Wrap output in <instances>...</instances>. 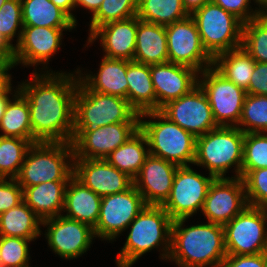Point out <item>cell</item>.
I'll return each mask as SVG.
<instances>
[{
  "label": "cell",
  "instance_id": "54",
  "mask_svg": "<svg viewBox=\"0 0 267 267\" xmlns=\"http://www.w3.org/2000/svg\"><path fill=\"white\" fill-rule=\"evenodd\" d=\"M7 0H0V8Z\"/></svg>",
  "mask_w": 267,
  "mask_h": 267
},
{
  "label": "cell",
  "instance_id": "39",
  "mask_svg": "<svg viewBox=\"0 0 267 267\" xmlns=\"http://www.w3.org/2000/svg\"><path fill=\"white\" fill-rule=\"evenodd\" d=\"M32 240L0 236L1 267H30L28 242Z\"/></svg>",
  "mask_w": 267,
  "mask_h": 267
},
{
  "label": "cell",
  "instance_id": "11",
  "mask_svg": "<svg viewBox=\"0 0 267 267\" xmlns=\"http://www.w3.org/2000/svg\"><path fill=\"white\" fill-rule=\"evenodd\" d=\"M140 129V122H120L91 129H74V159H105Z\"/></svg>",
  "mask_w": 267,
  "mask_h": 267
},
{
  "label": "cell",
  "instance_id": "40",
  "mask_svg": "<svg viewBox=\"0 0 267 267\" xmlns=\"http://www.w3.org/2000/svg\"><path fill=\"white\" fill-rule=\"evenodd\" d=\"M19 26L21 30L17 33L19 34L17 44L23 28L21 0H7L0 8V36L12 48L14 46L11 40L16 35Z\"/></svg>",
  "mask_w": 267,
  "mask_h": 267
},
{
  "label": "cell",
  "instance_id": "3",
  "mask_svg": "<svg viewBox=\"0 0 267 267\" xmlns=\"http://www.w3.org/2000/svg\"><path fill=\"white\" fill-rule=\"evenodd\" d=\"M173 220L162 206L146 205L129 224L126 242L116 257L118 267H131L143 254L158 246L163 247L162 259H168L171 250Z\"/></svg>",
  "mask_w": 267,
  "mask_h": 267
},
{
  "label": "cell",
  "instance_id": "27",
  "mask_svg": "<svg viewBox=\"0 0 267 267\" xmlns=\"http://www.w3.org/2000/svg\"><path fill=\"white\" fill-rule=\"evenodd\" d=\"M128 102L139 113L156 111L150 65L127 61Z\"/></svg>",
  "mask_w": 267,
  "mask_h": 267
},
{
  "label": "cell",
  "instance_id": "52",
  "mask_svg": "<svg viewBox=\"0 0 267 267\" xmlns=\"http://www.w3.org/2000/svg\"><path fill=\"white\" fill-rule=\"evenodd\" d=\"M9 82H11V76H0V90Z\"/></svg>",
  "mask_w": 267,
  "mask_h": 267
},
{
  "label": "cell",
  "instance_id": "7",
  "mask_svg": "<svg viewBox=\"0 0 267 267\" xmlns=\"http://www.w3.org/2000/svg\"><path fill=\"white\" fill-rule=\"evenodd\" d=\"M120 122H140V114L125 98L89 90L80 80L74 97V129Z\"/></svg>",
  "mask_w": 267,
  "mask_h": 267
},
{
  "label": "cell",
  "instance_id": "55",
  "mask_svg": "<svg viewBox=\"0 0 267 267\" xmlns=\"http://www.w3.org/2000/svg\"><path fill=\"white\" fill-rule=\"evenodd\" d=\"M263 16H265L267 18V11L263 14Z\"/></svg>",
  "mask_w": 267,
  "mask_h": 267
},
{
  "label": "cell",
  "instance_id": "4",
  "mask_svg": "<svg viewBox=\"0 0 267 267\" xmlns=\"http://www.w3.org/2000/svg\"><path fill=\"white\" fill-rule=\"evenodd\" d=\"M73 160L71 142L33 143L15 179L23 190L49 181H69L73 176Z\"/></svg>",
  "mask_w": 267,
  "mask_h": 267
},
{
  "label": "cell",
  "instance_id": "33",
  "mask_svg": "<svg viewBox=\"0 0 267 267\" xmlns=\"http://www.w3.org/2000/svg\"><path fill=\"white\" fill-rule=\"evenodd\" d=\"M136 16L145 22L167 26L189 16L182 0H138Z\"/></svg>",
  "mask_w": 267,
  "mask_h": 267
},
{
  "label": "cell",
  "instance_id": "51",
  "mask_svg": "<svg viewBox=\"0 0 267 267\" xmlns=\"http://www.w3.org/2000/svg\"><path fill=\"white\" fill-rule=\"evenodd\" d=\"M253 1L259 4L258 13L260 15H263L267 11V0H253Z\"/></svg>",
  "mask_w": 267,
  "mask_h": 267
},
{
  "label": "cell",
  "instance_id": "37",
  "mask_svg": "<svg viewBox=\"0 0 267 267\" xmlns=\"http://www.w3.org/2000/svg\"><path fill=\"white\" fill-rule=\"evenodd\" d=\"M138 0H103L98 11L92 15L90 34L98 27L110 22L136 16Z\"/></svg>",
  "mask_w": 267,
  "mask_h": 267
},
{
  "label": "cell",
  "instance_id": "16",
  "mask_svg": "<svg viewBox=\"0 0 267 267\" xmlns=\"http://www.w3.org/2000/svg\"><path fill=\"white\" fill-rule=\"evenodd\" d=\"M247 205L241 177L215 178L208 188L202 212L208 222L224 226Z\"/></svg>",
  "mask_w": 267,
  "mask_h": 267
},
{
  "label": "cell",
  "instance_id": "14",
  "mask_svg": "<svg viewBox=\"0 0 267 267\" xmlns=\"http://www.w3.org/2000/svg\"><path fill=\"white\" fill-rule=\"evenodd\" d=\"M169 62L193 68L199 73L213 66V58L203 47L194 19L187 18L165 26Z\"/></svg>",
  "mask_w": 267,
  "mask_h": 267
},
{
  "label": "cell",
  "instance_id": "41",
  "mask_svg": "<svg viewBox=\"0 0 267 267\" xmlns=\"http://www.w3.org/2000/svg\"><path fill=\"white\" fill-rule=\"evenodd\" d=\"M243 181L248 205L267 209V168L251 170Z\"/></svg>",
  "mask_w": 267,
  "mask_h": 267
},
{
  "label": "cell",
  "instance_id": "26",
  "mask_svg": "<svg viewBox=\"0 0 267 267\" xmlns=\"http://www.w3.org/2000/svg\"><path fill=\"white\" fill-rule=\"evenodd\" d=\"M68 181H49L26 187L24 202L42 219L61 215Z\"/></svg>",
  "mask_w": 267,
  "mask_h": 267
},
{
  "label": "cell",
  "instance_id": "48",
  "mask_svg": "<svg viewBox=\"0 0 267 267\" xmlns=\"http://www.w3.org/2000/svg\"><path fill=\"white\" fill-rule=\"evenodd\" d=\"M52 1L57 7L63 10L76 24L77 19L72 15L71 10L75 8V0H50Z\"/></svg>",
  "mask_w": 267,
  "mask_h": 267
},
{
  "label": "cell",
  "instance_id": "1",
  "mask_svg": "<svg viewBox=\"0 0 267 267\" xmlns=\"http://www.w3.org/2000/svg\"><path fill=\"white\" fill-rule=\"evenodd\" d=\"M48 72H34L31 82L18 85L29 105L33 143L71 142L79 78L73 73Z\"/></svg>",
  "mask_w": 267,
  "mask_h": 267
},
{
  "label": "cell",
  "instance_id": "42",
  "mask_svg": "<svg viewBox=\"0 0 267 267\" xmlns=\"http://www.w3.org/2000/svg\"><path fill=\"white\" fill-rule=\"evenodd\" d=\"M23 200V189L16 179L0 178V214L18 206Z\"/></svg>",
  "mask_w": 267,
  "mask_h": 267
},
{
  "label": "cell",
  "instance_id": "12",
  "mask_svg": "<svg viewBox=\"0 0 267 267\" xmlns=\"http://www.w3.org/2000/svg\"><path fill=\"white\" fill-rule=\"evenodd\" d=\"M215 178L194 172L191 167L178 166L170 195L162 205L171 219L189 218L203 209L208 188Z\"/></svg>",
  "mask_w": 267,
  "mask_h": 267
},
{
  "label": "cell",
  "instance_id": "45",
  "mask_svg": "<svg viewBox=\"0 0 267 267\" xmlns=\"http://www.w3.org/2000/svg\"><path fill=\"white\" fill-rule=\"evenodd\" d=\"M246 94L267 96V63L255 62Z\"/></svg>",
  "mask_w": 267,
  "mask_h": 267
},
{
  "label": "cell",
  "instance_id": "21",
  "mask_svg": "<svg viewBox=\"0 0 267 267\" xmlns=\"http://www.w3.org/2000/svg\"><path fill=\"white\" fill-rule=\"evenodd\" d=\"M178 166L162 158L149 155L133 185L146 205L162 206L168 199Z\"/></svg>",
  "mask_w": 267,
  "mask_h": 267
},
{
  "label": "cell",
  "instance_id": "36",
  "mask_svg": "<svg viewBox=\"0 0 267 267\" xmlns=\"http://www.w3.org/2000/svg\"><path fill=\"white\" fill-rule=\"evenodd\" d=\"M238 128L244 133H267V96L246 94Z\"/></svg>",
  "mask_w": 267,
  "mask_h": 267
},
{
  "label": "cell",
  "instance_id": "49",
  "mask_svg": "<svg viewBox=\"0 0 267 267\" xmlns=\"http://www.w3.org/2000/svg\"><path fill=\"white\" fill-rule=\"evenodd\" d=\"M103 0H75V7L82 6L90 10L93 15L98 11Z\"/></svg>",
  "mask_w": 267,
  "mask_h": 267
},
{
  "label": "cell",
  "instance_id": "34",
  "mask_svg": "<svg viewBox=\"0 0 267 267\" xmlns=\"http://www.w3.org/2000/svg\"><path fill=\"white\" fill-rule=\"evenodd\" d=\"M33 143L30 140L0 135V178L15 179Z\"/></svg>",
  "mask_w": 267,
  "mask_h": 267
},
{
  "label": "cell",
  "instance_id": "47",
  "mask_svg": "<svg viewBox=\"0 0 267 267\" xmlns=\"http://www.w3.org/2000/svg\"><path fill=\"white\" fill-rule=\"evenodd\" d=\"M11 82L7 83L1 90H0V121L5 113L6 106L8 102L11 100L9 98V93L12 91Z\"/></svg>",
  "mask_w": 267,
  "mask_h": 267
},
{
  "label": "cell",
  "instance_id": "9",
  "mask_svg": "<svg viewBox=\"0 0 267 267\" xmlns=\"http://www.w3.org/2000/svg\"><path fill=\"white\" fill-rule=\"evenodd\" d=\"M267 209L247 207L225 224L227 255H254L267 252ZM266 228V229H265Z\"/></svg>",
  "mask_w": 267,
  "mask_h": 267
},
{
  "label": "cell",
  "instance_id": "31",
  "mask_svg": "<svg viewBox=\"0 0 267 267\" xmlns=\"http://www.w3.org/2000/svg\"><path fill=\"white\" fill-rule=\"evenodd\" d=\"M213 67L226 79L246 91L255 69V60L239 47L217 55L213 59Z\"/></svg>",
  "mask_w": 267,
  "mask_h": 267
},
{
  "label": "cell",
  "instance_id": "35",
  "mask_svg": "<svg viewBox=\"0 0 267 267\" xmlns=\"http://www.w3.org/2000/svg\"><path fill=\"white\" fill-rule=\"evenodd\" d=\"M241 47L255 60L267 63V18L260 15L243 24Z\"/></svg>",
  "mask_w": 267,
  "mask_h": 267
},
{
  "label": "cell",
  "instance_id": "50",
  "mask_svg": "<svg viewBox=\"0 0 267 267\" xmlns=\"http://www.w3.org/2000/svg\"><path fill=\"white\" fill-rule=\"evenodd\" d=\"M208 1L210 0H182V4L187 13L191 15L194 11L201 8Z\"/></svg>",
  "mask_w": 267,
  "mask_h": 267
},
{
  "label": "cell",
  "instance_id": "44",
  "mask_svg": "<svg viewBox=\"0 0 267 267\" xmlns=\"http://www.w3.org/2000/svg\"><path fill=\"white\" fill-rule=\"evenodd\" d=\"M267 252L254 255H227L220 267H265Z\"/></svg>",
  "mask_w": 267,
  "mask_h": 267
},
{
  "label": "cell",
  "instance_id": "32",
  "mask_svg": "<svg viewBox=\"0 0 267 267\" xmlns=\"http://www.w3.org/2000/svg\"><path fill=\"white\" fill-rule=\"evenodd\" d=\"M16 90L13 101L8 102L0 121L1 136L30 140L33 143L29 105L19 88Z\"/></svg>",
  "mask_w": 267,
  "mask_h": 267
},
{
  "label": "cell",
  "instance_id": "5",
  "mask_svg": "<svg viewBox=\"0 0 267 267\" xmlns=\"http://www.w3.org/2000/svg\"><path fill=\"white\" fill-rule=\"evenodd\" d=\"M146 116L157 120H142ZM140 130L147 138L150 155L172 162L177 166L194 164L196 137L171 122L159 110L140 114Z\"/></svg>",
  "mask_w": 267,
  "mask_h": 267
},
{
  "label": "cell",
  "instance_id": "29",
  "mask_svg": "<svg viewBox=\"0 0 267 267\" xmlns=\"http://www.w3.org/2000/svg\"><path fill=\"white\" fill-rule=\"evenodd\" d=\"M148 141L145 134L139 129L124 144L111 152L105 160L134 179L142 165L150 155ZM147 150V151H146Z\"/></svg>",
  "mask_w": 267,
  "mask_h": 267
},
{
  "label": "cell",
  "instance_id": "18",
  "mask_svg": "<svg viewBox=\"0 0 267 267\" xmlns=\"http://www.w3.org/2000/svg\"><path fill=\"white\" fill-rule=\"evenodd\" d=\"M73 176L100 197L124 192L133 179L105 159H74Z\"/></svg>",
  "mask_w": 267,
  "mask_h": 267
},
{
  "label": "cell",
  "instance_id": "22",
  "mask_svg": "<svg viewBox=\"0 0 267 267\" xmlns=\"http://www.w3.org/2000/svg\"><path fill=\"white\" fill-rule=\"evenodd\" d=\"M137 32V16L107 23L96 28L90 35L88 43L98 36L105 52L104 56L112 59L133 61Z\"/></svg>",
  "mask_w": 267,
  "mask_h": 267
},
{
  "label": "cell",
  "instance_id": "23",
  "mask_svg": "<svg viewBox=\"0 0 267 267\" xmlns=\"http://www.w3.org/2000/svg\"><path fill=\"white\" fill-rule=\"evenodd\" d=\"M79 80L97 93L110 94L128 101V83L126 79L127 60L103 57L97 75L81 76V70L75 71Z\"/></svg>",
  "mask_w": 267,
  "mask_h": 267
},
{
  "label": "cell",
  "instance_id": "28",
  "mask_svg": "<svg viewBox=\"0 0 267 267\" xmlns=\"http://www.w3.org/2000/svg\"><path fill=\"white\" fill-rule=\"evenodd\" d=\"M40 225L42 219L24 201L0 214V236L34 241L41 235Z\"/></svg>",
  "mask_w": 267,
  "mask_h": 267
},
{
  "label": "cell",
  "instance_id": "53",
  "mask_svg": "<svg viewBox=\"0 0 267 267\" xmlns=\"http://www.w3.org/2000/svg\"><path fill=\"white\" fill-rule=\"evenodd\" d=\"M0 48H12V47H10V46L3 40V38L0 36Z\"/></svg>",
  "mask_w": 267,
  "mask_h": 267
},
{
  "label": "cell",
  "instance_id": "24",
  "mask_svg": "<svg viewBox=\"0 0 267 267\" xmlns=\"http://www.w3.org/2000/svg\"><path fill=\"white\" fill-rule=\"evenodd\" d=\"M102 197L84 186L72 176L65 190L63 215L66 218L85 223L95 228L101 205Z\"/></svg>",
  "mask_w": 267,
  "mask_h": 267
},
{
  "label": "cell",
  "instance_id": "10",
  "mask_svg": "<svg viewBox=\"0 0 267 267\" xmlns=\"http://www.w3.org/2000/svg\"><path fill=\"white\" fill-rule=\"evenodd\" d=\"M199 86L205 92L217 126L238 127L246 91L226 79L213 66L200 72Z\"/></svg>",
  "mask_w": 267,
  "mask_h": 267
},
{
  "label": "cell",
  "instance_id": "13",
  "mask_svg": "<svg viewBox=\"0 0 267 267\" xmlns=\"http://www.w3.org/2000/svg\"><path fill=\"white\" fill-rule=\"evenodd\" d=\"M146 203L132 185L124 192L102 197L100 213L94 228L96 237L113 240L129 227V224L145 208Z\"/></svg>",
  "mask_w": 267,
  "mask_h": 267
},
{
  "label": "cell",
  "instance_id": "6",
  "mask_svg": "<svg viewBox=\"0 0 267 267\" xmlns=\"http://www.w3.org/2000/svg\"><path fill=\"white\" fill-rule=\"evenodd\" d=\"M245 133L238 127L218 126L196 137L194 165L206 167L214 178H224L235 166V177H241Z\"/></svg>",
  "mask_w": 267,
  "mask_h": 267
},
{
  "label": "cell",
  "instance_id": "46",
  "mask_svg": "<svg viewBox=\"0 0 267 267\" xmlns=\"http://www.w3.org/2000/svg\"><path fill=\"white\" fill-rule=\"evenodd\" d=\"M14 66L13 48H0V76H11L7 71Z\"/></svg>",
  "mask_w": 267,
  "mask_h": 267
},
{
  "label": "cell",
  "instance_id": "8",
  "mask_svg": "<svg viewBox=\"0 0 267 267\" xmlns=\"http://www.w3.org/2000/svg\"><path fill=\"white\" fill-rule=\"evenodd\" d=\"M190 16L197 25L203 47L213 59L241 47L244 23L211 0Z\"/></svg>",
  "mask_w": 267,
  "mask_h": 267
},
{
  "label": "cell",
  "instance_id": "43",
  "mask_svg": "<svg viewBox=\"0 0 267 267\" xmlns=\"http://www.w3.org/2000/svg\"><path fill=\"white\" fill-rule=\"evenodd\" d=\"M227 12L235 15L243 23L260 16L258 10L251 9V0H211ZM249 9L251 11H249Z\"/></svg>",
  "mask_w": 267,
  "mask_h": 267
},
{
  "label": "cell",
  "instance_id": "20",
  "mask_svg": "<svg viewBox=\"0 0 267 267\" xmlns=\"http://www.w3.org/2000/svg\"><path fill=\"white\" fill-rule=\"evenodd\" d=\"M150 73L156 95V110L189 93L200 79V73L193 68L169 61L150 65Z\"/></svg>",
  "mask_w": 267,
  "mask_h": 267
},
{
  "label": "cell",
  "instance_id": "2",
  "mask_svg": "<svg viewBox=\"0 0 267 267\" xmlns=\"http://www.w3.org/2000/svg\"><path fill=\"white\" fill-rule=\"evenodd\" d=\"M186 220L172 222L168 259L179 267H220L227 256L224 227L208 222L183 228Z\"/></svg>",
  "mask_w": 267,
  "mask_h": 267
},
{
  "label": "cell",
  "instance_id": "25",
  "mask_svg": "<svg viewBox=\"0 0 267 267\" xmlns=\"http://www.w3.org/2000/svg\"><path fill=\"white\" fill-rule=\"evenodd\" d=\"M134 62L156 65L168 62L165 26L145 22L137 17Z\"/></svg>",
  "mask_w": 267,
  "mask_h": 267
},
{
  "label": "cell",
  "instance_id": "17",
  "mask_svg": "<svg viewBox=\"0 0 267 267\" xmlns=\"http://www.w3.org/2000/svg\"><path fill=\"white\" fill-rule=\"evenodd\" d=\"M48 226L45 233L48 245L64 259H74L84 254L95 236L91 226L59 215L42 220Z\"/></svg>",
  "mask_w": 267,
  "mask_h": 267
},
{
  "label": "cell",
  "instance_id": "30",
  "mask_svg": "<svg viewBox=\"0 0 267 267\" xmlns=\"http://www.w3.org/2000/svg\"><path fill=\"white\" fill-rule=\"evenodd\" d=\"M23 26L75 28L73 20L50 0H21Z\"/></svg>",
  "mask_w": 267,
  "mask_h": 267
},
{
  "label": "cell",
  "instance_id": "19",
  "mask_svg": "<svg viewBox=\"0 0 267 267\" xmlns=\"http://www.w3.org/2000/svg\"><path fill=\"white\" fill-rule=\"evenodd\" d=\"M70 29L73 28L23 26L20 40L13 48L14 64H48L61 45L62 32Z\"/></svg>",
  "mask_w": 267,
  "mask_h": 267
},
{
  "label": "cell",
  "instance_id": "38",
  "mask_svg": "<svg viewBox=\"0 0 267 267\" xmlns=\"http://www.w3.org/2000/svg\"><path fill=\"white\" fill-rule=\"evenodd\" d=\"M260 168H267V134L245 133L241 178Z\"/></svg>",
  "mask_w": 267,
  "mask_h": 267
},
{
  "label": "cell",
  "instance_id": "15",
  "mask_svg": "<svg viewBox=\"0 0 267 267\" xmlns=\"http://www.w3.org/2000/svg\"><path fill=\"white\" fill-rule=\"evenodd\" d=\"M159 111L195 137L218 127L208 98L199 84L184 96L168 102Z\"/></svg>",
  "mask_w": 267,
  "mask_h": 267
}]
</instances>
